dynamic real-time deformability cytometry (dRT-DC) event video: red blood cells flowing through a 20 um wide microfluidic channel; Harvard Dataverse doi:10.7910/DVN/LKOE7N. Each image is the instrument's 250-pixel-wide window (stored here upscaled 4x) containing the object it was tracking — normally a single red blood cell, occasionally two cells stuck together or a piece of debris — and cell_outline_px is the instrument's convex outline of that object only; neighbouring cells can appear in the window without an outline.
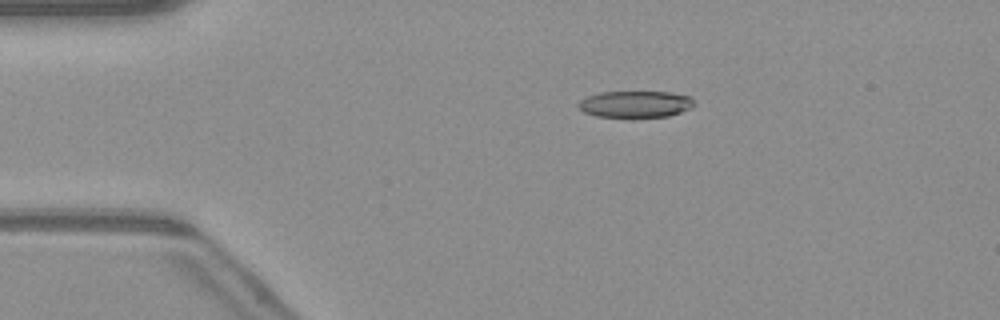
{"species": "common noctule bat (a hibernating species)", "species_latin": "Nyctalus noctula", "temperature_condition": "warm", "stored_images_in_passage": 49, "camera_frame_rate_fps": 3000, "um_per_image_px": 0.085, "animal": {"sex": "male", "body_mass_g": 23.1, "forearm_length_mm": 52.7}, "frame": {"image": 1, "passage_image": 9, "time_ms": 2.667, "image_size_px": [1000, 320], "cell_outline_px": [[692, 104], [688, 108], [680, 112], [668, 116], [632, 120], [596, 116], [584, 112], [576, 104], [580, 100], [588, 96], [600, 92], [668, 92], [692, 96]], "centroid_in_image_um": [53.95, 8.9], "position_along_channel_um": 31.0, "area_um2": 18.55}}
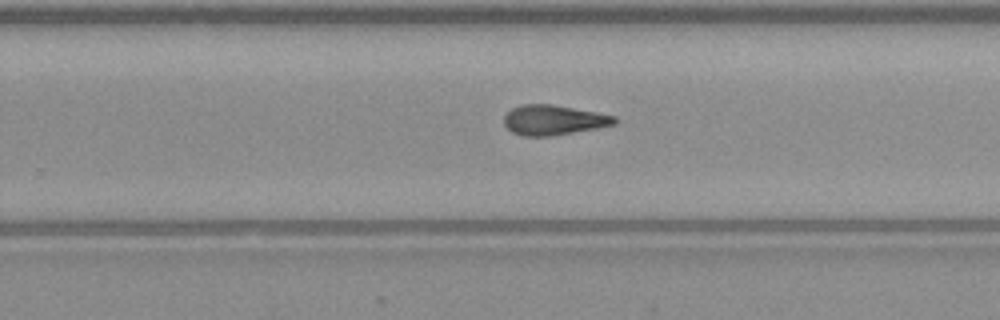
{"frame": {"image": 2, "passage_image": 31, "time_ms": 10.0, "image_size_px": [1000, 320], "cell_outline_px": [[620, 120], [616, 124], [556, 136], [524, 136], [512, 132], [504, 124], [504, 116], [512, 108], [520, 104], [552, 104], [596, 112], [616, 116]], "centroid_in_image_um": [47.08, 10.2], "position_along_channel_um": 282.7, "area_um2": 19.48}}
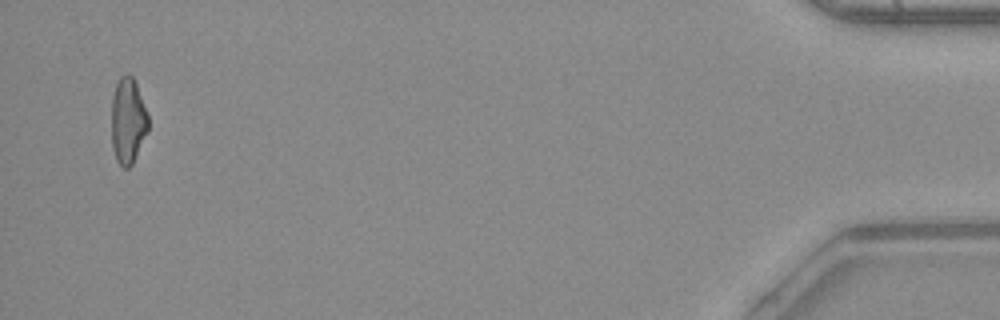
{"frame": {"image": 3, "passage_image": 48, "time_ms": 15.667, "image_size_px": [1000, 320], "cell_outline_px": [[148, 132], [132, 164], [128, 168], [124, 168], [116, 160], [112, 148], [112, 96], [116, 84], [120, 76], [128, 72], [132, 76], [136, 84], [148, 116]], "centroid_in_image_um": [10.87, 10.27], "position_along_channel_um": 424.3, "area_um2": 18.38}, "authors_computed_cell_mechanics": {"area_um2": 19.1318, "velocity_mm_per_s": 4.1234, "shape_relaxation_time_tau1_ms": null, "shape_relaxation_time_tau2_ms": 5.2446, "deformation_change_tau1": null, "deformation_change_tau2": 0.1633}}